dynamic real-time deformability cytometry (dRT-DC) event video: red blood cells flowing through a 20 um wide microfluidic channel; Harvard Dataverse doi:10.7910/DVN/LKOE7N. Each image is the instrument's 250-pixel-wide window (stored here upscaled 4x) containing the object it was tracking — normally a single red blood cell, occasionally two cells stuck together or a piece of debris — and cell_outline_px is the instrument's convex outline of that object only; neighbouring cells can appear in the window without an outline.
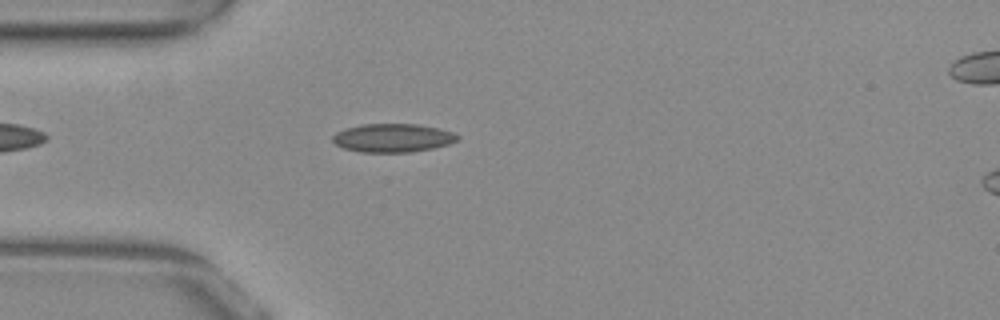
{"species": "common noctule bat (a hibernating species)", "species_latin": "Nyctalus noctula", "temperature_condition": "warm", "stored_images_in_passage": 44, "camera_frame_rate_fps": 3000, "um_per_image_px": 0.085, "animal": {"sex": "female", "body_mass_g": 29.2, "forearm_length_mm": 56.3}, "frame": {"image": 1, "passage_image": 6, "time_ms": 1.667, "image_size_px": [1000, 320], "cell_outline_px": [[460, 136], [456, 140], [448, 144], [432, 148], [412, 152], [360, 152], [344, 148], [336, 144], [332, 140], [332, 136], [336, 132], [344, 128], [360, 124], [416, 124], [440, 128], [452, 132]], "centroid_in_image_um": [33.36, 11.71], "position_along_channel_um": 51.6, "area_um2": 20.75}}
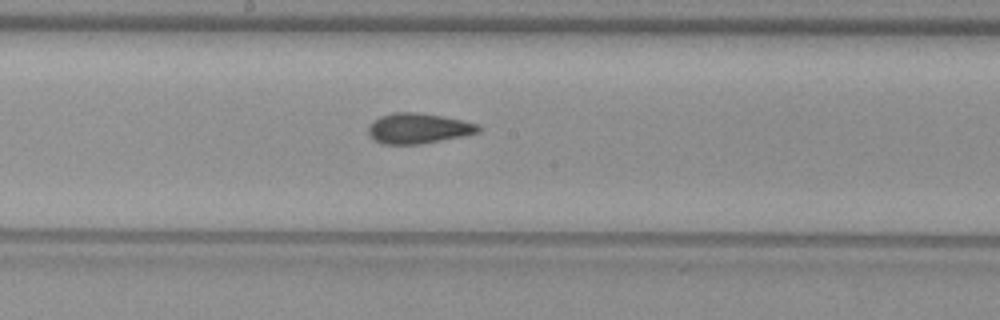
{"frame": {"image": 2, "passage_image": 19, "time_ms": 6.0, "image_size_px": [1000, 320], "cell_outline_px": [[480, 132], [464, 136], [420, 144], [384, 144], [372, 140], [368, 136], [368, 128], [372, 120], [380, 116], [392, 112], [416, 112], [440, 116], [480, 124]], "centroid_in_image_um": [35.51, 10.92], "position_along_channel_um": 212.7, "area_um2": 19.59}}
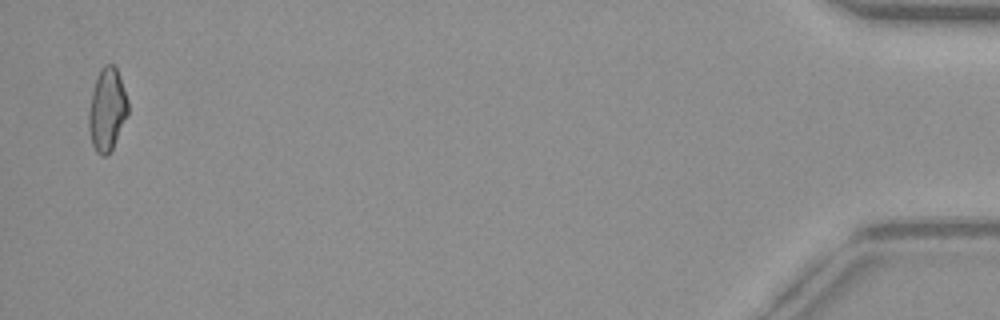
{"frame": {"image": 3, "passage_image": 43, "time_ms": 14.0, "image_size_px": [1000, 320], "cell_outline_px": [[128, 116], [112, 148], [104, 156], [100, 156], [96, 152], [92, 144], [88, 128], [88, 112], [92, 92], [100, 68], [104, 64], [112, 64], [116, 68], [128, 100]], "centroid_in_image_um": [9.09, 9.33], "position_along_channel_um": 426.1, "area_um2": 18.84}, "authors_computed_cell_mechanics": {"area_um2": 19.4208, "velocity_mm_per_s": 3.8861, "shape_relaxation_time_tau1_ms": 8.7921, "shape_relaxation_time_tau2_ms": 2.8342, "deformation_change_tau1": 0.1776, "deformation_change_tau2": 0.0596}}